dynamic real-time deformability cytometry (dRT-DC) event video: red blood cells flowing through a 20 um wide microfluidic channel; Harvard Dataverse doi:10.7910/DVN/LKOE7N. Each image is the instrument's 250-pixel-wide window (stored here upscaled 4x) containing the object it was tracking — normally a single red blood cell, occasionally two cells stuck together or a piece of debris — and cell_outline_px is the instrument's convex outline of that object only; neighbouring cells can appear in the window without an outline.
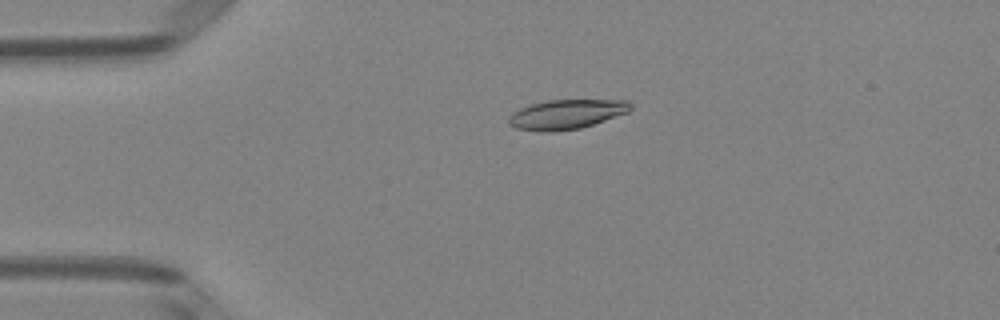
{"species": "Egyptian fruit bat (a non-hibernating species)", "species_latin": "Rousettus aegyptiacus", "temperature_condition": "room temperature", "stored_images_in_passage": 4, "camera_frame_rate_fps": 3000, "um_per_image_px": 0.085, "animal": {"sex": "female"}, "frame": {"image": 1, "passage_image": 3, "time_ms": 0.667, "image_size_px": [1000, 320], "cell_outline_px": [[632, 108], [628, 112], [580, 128], [552, 132], [540, 132], [516, 128], [508, 124], [508, 116], [512, 112], [520, 108], [532, 104], [548, 100], [628, 100], [632, 104]], "centroid_in_image_um": [48.11, 9.72], "position_along_channel_um": 36.9, "area_um2": 20.98}}